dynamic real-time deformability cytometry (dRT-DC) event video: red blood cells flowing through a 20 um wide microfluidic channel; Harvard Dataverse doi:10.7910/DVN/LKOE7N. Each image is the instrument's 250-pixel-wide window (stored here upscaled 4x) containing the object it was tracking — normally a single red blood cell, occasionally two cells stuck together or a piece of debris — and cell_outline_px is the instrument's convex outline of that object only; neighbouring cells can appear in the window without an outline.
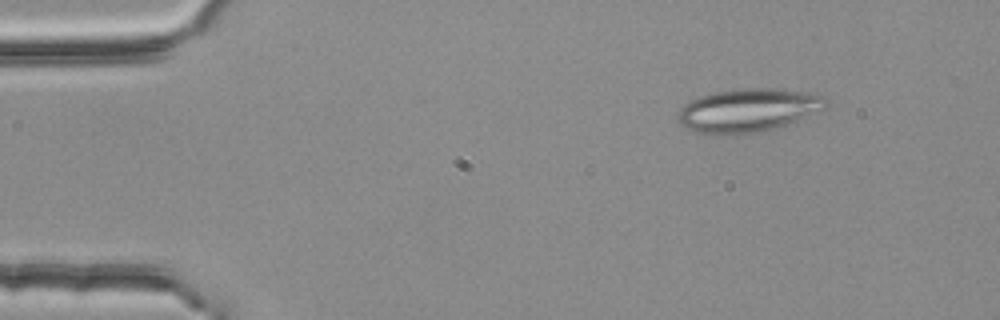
{"species": "common noctule bat (a hibernating species)", "species_latin": "Nyctalus noctula", "temperature_condition": "room temperature", "stored_images_in_passage": 5, "camera_frame_rate_fps": 3000, "um_per_image_px": 0.085, "animal": {"sex": "female", "body_mass_g": 25.1}, "frame": {"image": 1, "passage_image": 2, "time_ms": 0.333, "image_size_px": [1000, 320], "cell_outline_px": [[828, 104], [824, 108], [796, 120], [760, 132], [740, 136], [700, 132], [684, 128], [680, 124], [680, 108], [684, 104], [700, 96], [716, 92], [740, 88], [776, 88], [804, 92], [824, 96]], "centroid_in_image_um": [63.57, 9.37], "position_along_channel_um": 21.4, "area_um2": 36.99}}